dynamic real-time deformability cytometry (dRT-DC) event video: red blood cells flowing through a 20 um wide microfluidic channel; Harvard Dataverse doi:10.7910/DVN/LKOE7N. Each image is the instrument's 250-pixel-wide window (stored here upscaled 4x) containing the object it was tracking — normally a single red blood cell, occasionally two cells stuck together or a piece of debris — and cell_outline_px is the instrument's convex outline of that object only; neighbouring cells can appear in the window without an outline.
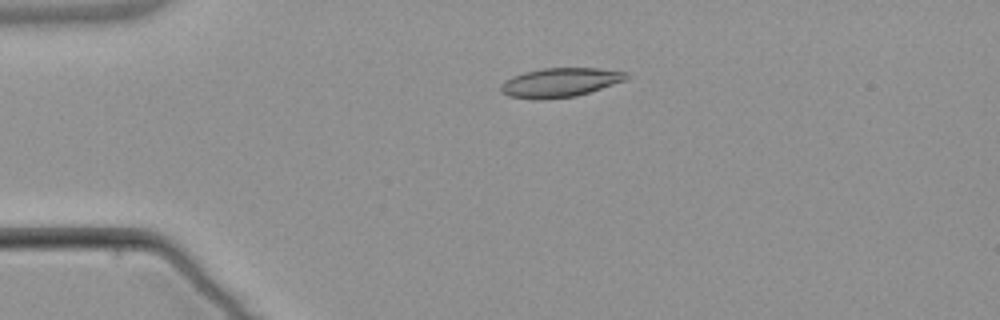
{"species": "common noctule bat (a hibernating species)", "species_latin": "Nyctalus noctula", "temperature_condition": "warm", "stored_images_in_passage": 2, "camera_frame_rate_fps": 3000, "um_per_image_px": 0.085, "animal": {"sex": "male", "body_mass_g": 21.5, "forearm_length_mm": 52.0}, "frame": {"image": 1, "passage_image": 1, "time_ms": 0.0, "image_size_px": [1000, 320], "cell_outline_px": [[628, 80], [576, 96], [508, 96], [500, 92], [500, 84], [504, 80], [512, 76], [524, 72], [544, 68], [600, 68], [628, 72]], "centroid_in_image_um": [47.68, 6.95], "position_along_channel_um": 37.3, "area_um2": 20.58}}